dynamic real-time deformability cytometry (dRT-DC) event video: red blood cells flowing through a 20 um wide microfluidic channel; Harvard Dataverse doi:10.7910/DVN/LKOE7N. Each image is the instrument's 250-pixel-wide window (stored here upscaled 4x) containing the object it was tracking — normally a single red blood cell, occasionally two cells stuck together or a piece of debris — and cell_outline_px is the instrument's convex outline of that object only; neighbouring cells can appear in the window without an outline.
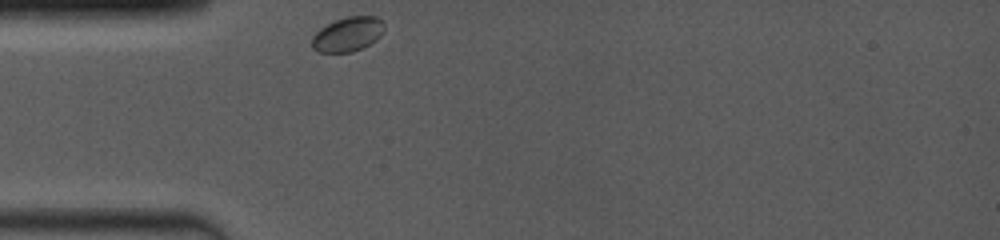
{"species": "common noctule bat (a hibernating species)", "species_latin": "Nyctalus noctula", "temperature_condition": "room temperature", "stored_images_in_passage": 19, "camera_frame_rate_fps": 4000, "um_per_image_px": 0.085, "animal": {"sex": "female", "body_mass_g": 19.0, "forearm_length_mm": 53.3}, "frame": {"image": 1, "passage_image": 1, "time_ms": 0.0, "image_size_px": [1000, 240], "cell_outline_px": [[384, 32], [376, 40], [352, 52], [320, 52], [312, 48], [312, 36], [320, 28], [336, 20], [348, 16], [376, 16], [384, 24]], "centroid_in_image_um": [29.56, 2.91], "position_along_channel_um": 55.4, "area_um2": 14.39}}
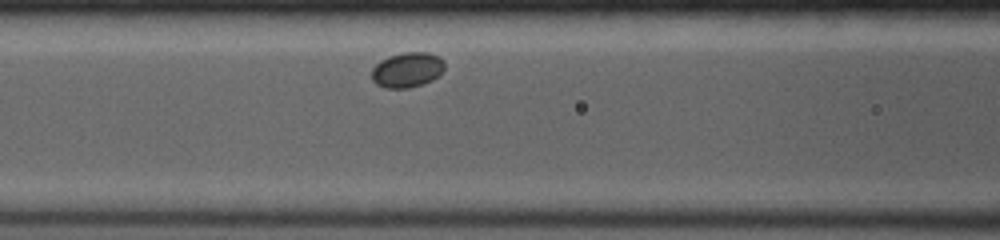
{"frame": {"image": 2, "passage_image": 12, "time_ms": 2.25, "image_size_px": [1000, 240], "cell_outline_px": [[444, 68], [432, 80], [424, 84], [408, 88], [384, 88], [376, 84], [372, 80], [372, 68], [380, 60], [388, 56], [404, 52], [428, 52], [440, 56], [444, 60]], "centroid_in_image_um": [34.6, 5.93], "position_along_channel_um": 132.0, "area_um2": 15.03}}
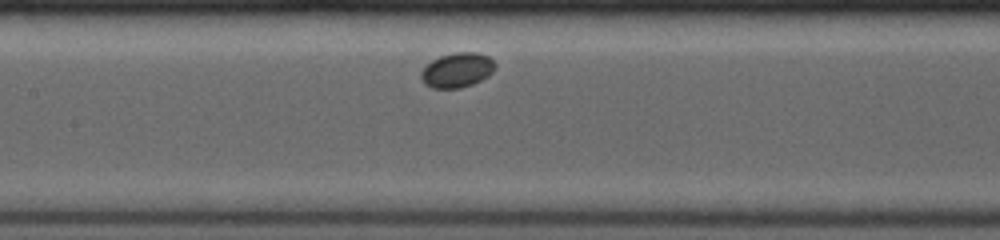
{"frame": {"image": 3, "passage_image": 16, "time_ms": 3.25, "image_size_px": [1000, 240], "cell_outline_px": [[496, 68], [488, 76], [472, 84], [460, 88], [432, 88], [424, 84], [420, 80], [420, 72], [432, 60], [440, 56], [456, 52], [476, 52], [488, 56], [496, 64]], "centroid_in_image_um": [38.84, 5.96], "position_along_channel_um": 168.6, "area_um2": 15.03}}